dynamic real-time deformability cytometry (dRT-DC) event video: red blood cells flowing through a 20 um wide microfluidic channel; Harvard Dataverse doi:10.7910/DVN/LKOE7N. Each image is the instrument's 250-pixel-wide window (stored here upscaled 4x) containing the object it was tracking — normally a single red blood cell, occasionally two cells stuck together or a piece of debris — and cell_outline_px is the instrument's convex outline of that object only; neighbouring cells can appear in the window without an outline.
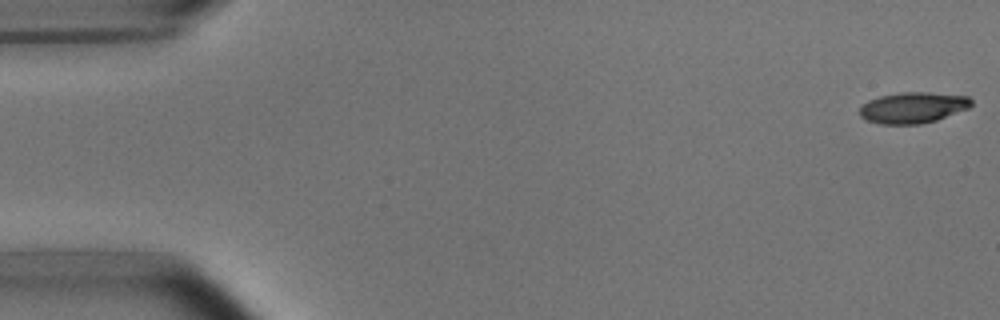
{"species": "common noctule bat (a hibernating species)", "species_latin": "Nyctalus noctula", "temperature_condition": "room temperature", "stored_images_in_passage": 6, "camera_frame_rate_fps": 3000, "um_per_image_px": 0.085, "animal": {"sex": "male", "body_mass_g": 15.6}, "frame": {"image": 1, "passage_image": 1, "time_ms": 0.0, "image_size_px": [1000, 320], "cell_outline_px": [[972, 104], [968, 108], [936, 120], [920, 124], [880, 124], [868, 120], [860, 116], [860, 108], [868, 100], [880, 96], [904, 92], [928, 92], [968, 96], [972, 100]], "centroid_in_image_um": [77.61, 9.14], "position_along_channel_um": 7.4, "area_um2": 20.0}}
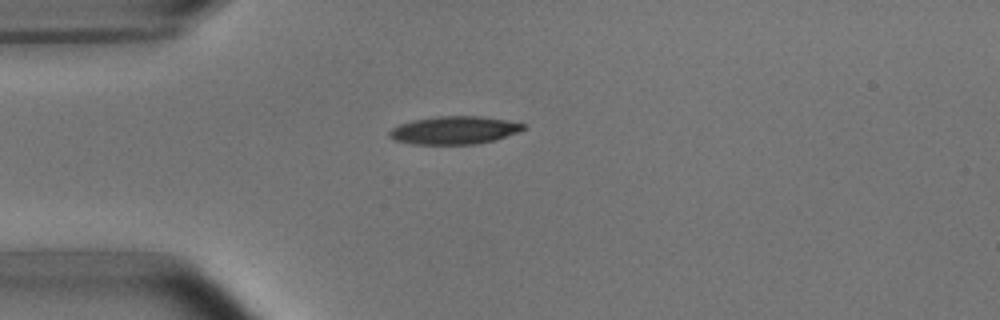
{"frame": {"image": 2, "passage_image": 4, "time_ms": 4.333, "image_size_px": [1000, 320], "cell_outline_px": [[524, 128], [516, 132], [492, 140], [476, 144], [412, 144], [392, 140], [388, 136], [388, 132], [392, 128], [400, 124], [412, 120], [436, 116], [480, 116], [504, 120], [524, 124]], "centroid_in_image_um": [38.5, 11.07], "position_along_channel_um": 46.5, "area_um2": 21.56}}